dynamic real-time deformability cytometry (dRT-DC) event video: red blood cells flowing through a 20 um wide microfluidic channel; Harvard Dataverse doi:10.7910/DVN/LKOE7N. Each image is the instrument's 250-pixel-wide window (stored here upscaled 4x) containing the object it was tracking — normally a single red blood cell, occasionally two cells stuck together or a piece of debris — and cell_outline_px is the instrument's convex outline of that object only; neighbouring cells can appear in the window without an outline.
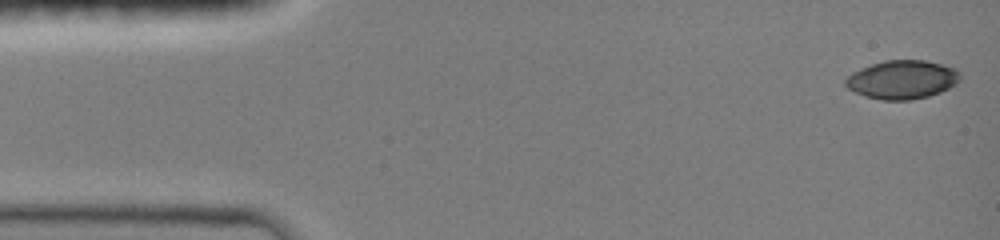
{"species": "common noctule bat (a hibernating species)", "species_latin": "Nyctalus noctula", "temperature_condition": "room temperature", "stored_images_in_passage": 40, "camera_frame_rate_fps": 3000, "um_per_image_px": 0.085, "animal": {"sex": "female", "body_mass_g": 19.0, "forearm_length_mm": 51.5}, "frame": {"image": 1, "passage_image": 1, "time_ms": 0.0, "image_size_px": [1000, 240], "cell_outline_px": [[960, 80], [956, 84], [940, 92], [928, 96], [912, 100], [880, 100], [864, 96], [848, 88], [844, 84], [844, 80], [852, 72], [860, 68], [884, 60], [924, 60], [956, 68], [960, 72]], "centroid_in_image_um": [76.68, 6.77], "position_along_channel_um": 8.3, "area_um2": 25.89}}
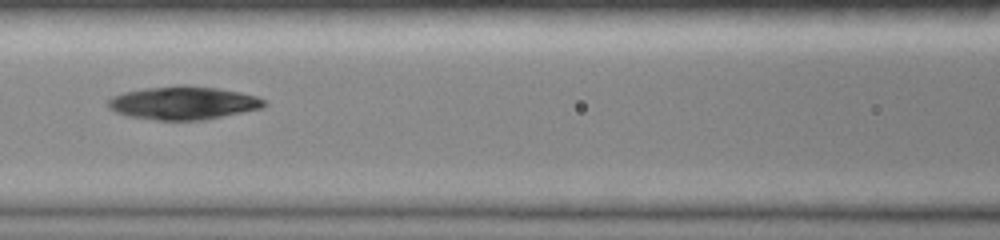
{"frame": {"image": 2, "passage_image": 17, "time_ms": 5.333, "image_size_px": [1000, 240], "cell_outline_px": [[268, 104], [264, 108], [204, 120], [156, 120], [128, 116], [116, 112], [108, 108], [108, 100], [112, 96], [124, 92], [144, 88], [180, 84], [216, 88], [240, 92], [256, 96], [268, 100]], "centroid_in_image_um": [15.61, 8.74], "position_along_channel_um": 151.0, "area_um2": 30.52}}
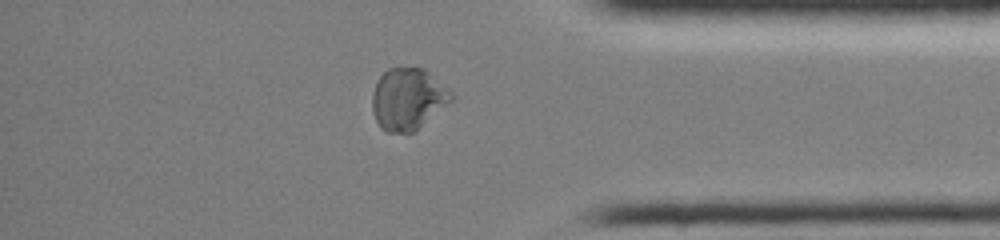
{"frame": {"image": 3, "passage_image": 34, "time_ms": 11.0, "image_size_px": [1000, 240], "cell_outline_px": [[456, 96], [452, 100], [412, 132], [388, 132], [380, 128], [372, 112], [372, 92], [380, 76], [388, 68], [424, 68], [448, 88]], "centroid_in_image_um": [34.65, 8.4], "position_along_channel_um": 400.5, "area_um2": 28.15}}